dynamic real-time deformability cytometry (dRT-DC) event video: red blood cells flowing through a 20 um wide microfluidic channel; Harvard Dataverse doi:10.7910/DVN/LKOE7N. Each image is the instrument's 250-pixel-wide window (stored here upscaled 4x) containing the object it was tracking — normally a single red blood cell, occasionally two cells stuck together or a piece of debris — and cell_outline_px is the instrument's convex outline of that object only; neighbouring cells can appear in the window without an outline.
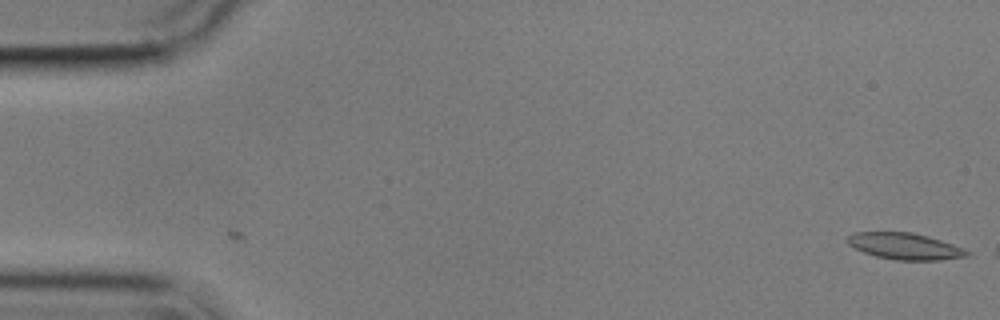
{"species": "common noctule bat (a hibernating species)", "species_latin": "Nyctalus noctula", "temperature_condition": "cold", "stored_images_in_passage": 4, "camera_frame_rate_fps": 3000, "um_per_image_px": 0.085, "animal": {"sex": "male", "body_mass_g": 17.9}, "frame": {"image": 1, "passage_image": 4, "time_ms": 1.0, "image_size_px": [1000, 320], "cell_outline_px": [[972, 256], [940, 260], [896, 260], [876, 256], [864, 252], [848, 244], [848, 236], [852, 232], [912, 232], [928, 236], [964, 248], [972, 252]], "centroid_in_image_um": [76.98, 20.93], "position_along_channel_um": 8.0, "area_um2": 18.5}}